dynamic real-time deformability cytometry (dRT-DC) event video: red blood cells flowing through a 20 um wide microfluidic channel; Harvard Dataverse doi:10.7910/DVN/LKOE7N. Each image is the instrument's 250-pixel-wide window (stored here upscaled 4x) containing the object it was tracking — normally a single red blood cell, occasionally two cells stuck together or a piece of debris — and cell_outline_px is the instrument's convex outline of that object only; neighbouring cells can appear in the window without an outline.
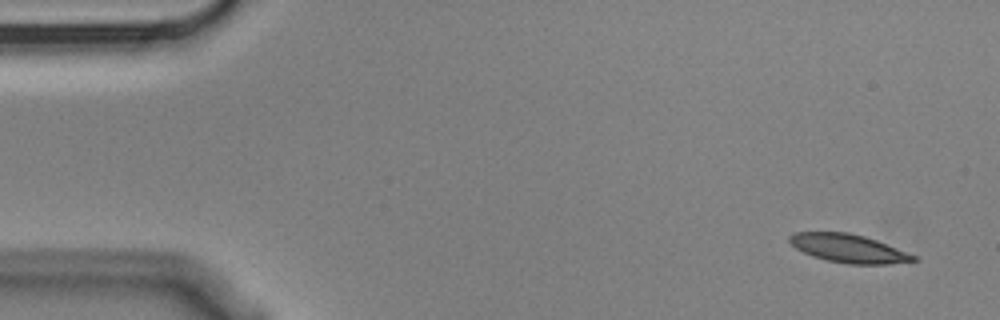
{"species": "Egyptian fruit bat (a non-hibernating species)", "species_latin": "Rousettus aegyptiacus", "temperature_condition": "cold", "stored_images_in_passage": 9, "camera_frame_rate_fps": 3000, "um_per_image_px": 0.085, "animal": {"sex": "male"}, "frame": {"image": 1, "passage_image": 1, "time_ms": 0.0, "image_size_px": [1000, 320], "cell_outline_px": [[920, 260], [888, 264], [848, 264], [828, 260], [812, 256], [796, 248], [788, 240], [788, 236], [792, 232], [848, 232], [864, 236], [876, 240], [916, 256]], "centroid_in_image_um": [72.1, 21.11], "position_along_channel_um": 12.9, "area_um2": 20.35}}
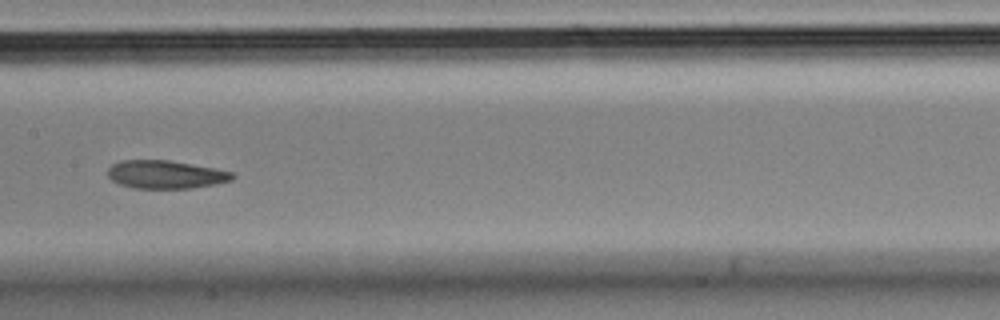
{"frame": {"image": 2, "passage_image": 8, "time_ms": 2.333, "image_size_px": [1000, 320], "cell_outline_px": [[236, 176], [232, 180], [216, 184], [192, 188], [132, 188], [120, 184], [112, 180], [108, 176], [108, 168], [112, 164], [120, 160], [168, 160], [216, 168], [232, 172]], "centroid_in_image_um": [14.09, 14.83], "position_along_channel_um": 193.3, "area_um2": 20.52}}
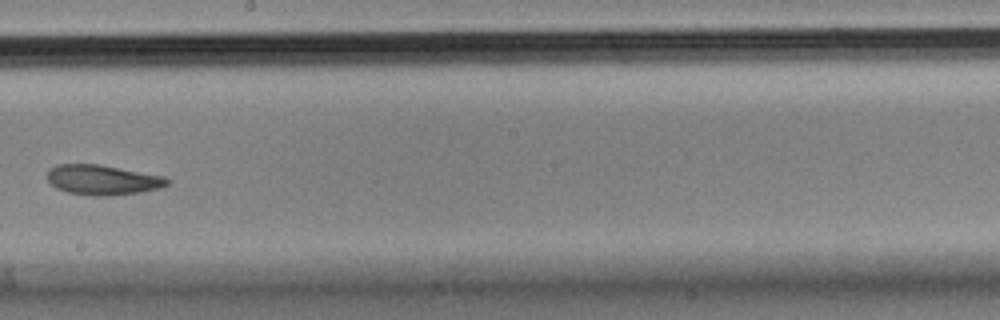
{"frame": {"image": 3, "passage_image": 9, "time_ms": 2.667, "image_size_px": [1000, 320], "cell_outline_px": [[168, 184], [160, 188], [140, 192], [108, 196], [92, 196], [68, 192], [56, 188], [48, 180], [48, 168], [56, 164], [96, 164], [164, 176], [168, 180]], "centroid_in_image_um": [8.69, 15.29], "position_along_channel_um": 239.5, "area_um2": 20.81}}